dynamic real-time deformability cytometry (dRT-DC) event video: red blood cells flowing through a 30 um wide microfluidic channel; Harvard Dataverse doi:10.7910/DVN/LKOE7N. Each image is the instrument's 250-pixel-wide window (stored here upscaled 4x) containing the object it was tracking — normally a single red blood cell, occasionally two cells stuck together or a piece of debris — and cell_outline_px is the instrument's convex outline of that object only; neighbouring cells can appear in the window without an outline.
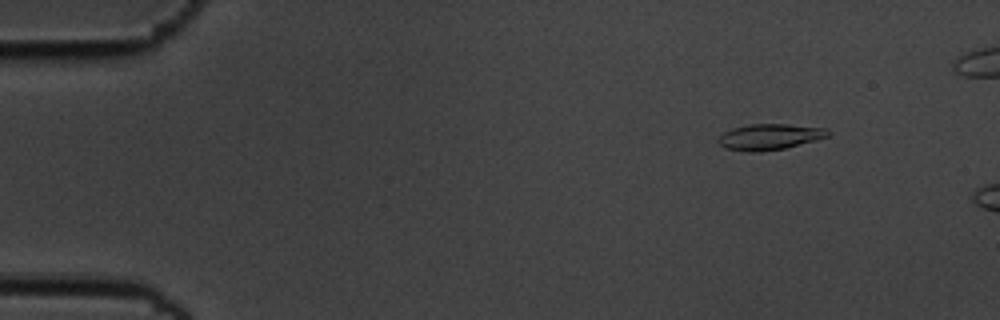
{"species": "common noctule bat (a hibernating species)", "species_latin": "Nyctalus noctula", "temperature_condition": "cold", "stored_images_in_passage": 7, "camera_frame_rate_fps": 3000, "um_per_image_px": 0.085, "animal": {"sex": "male", "body_mass_g": 19.5, "forearm_length_mm": 54.6}, "frame": {"image": 1, "passage_image": 2, "time_ms": 0.333, "image_size_px": [1000, 320], "cell_outline_px": [[832, 132], [828, 136], [816, 140], [784, 148], [756, 152], [748, 152], [728, 148], [720, 144], [716, 140], [724, 132], [732, 128], [748, 124], [788, 124], [828, 128]], "centroid_in_image_um": [65.45, 11.61], "position_along_channel_um": 19.6, "area_um2": 16.53}}